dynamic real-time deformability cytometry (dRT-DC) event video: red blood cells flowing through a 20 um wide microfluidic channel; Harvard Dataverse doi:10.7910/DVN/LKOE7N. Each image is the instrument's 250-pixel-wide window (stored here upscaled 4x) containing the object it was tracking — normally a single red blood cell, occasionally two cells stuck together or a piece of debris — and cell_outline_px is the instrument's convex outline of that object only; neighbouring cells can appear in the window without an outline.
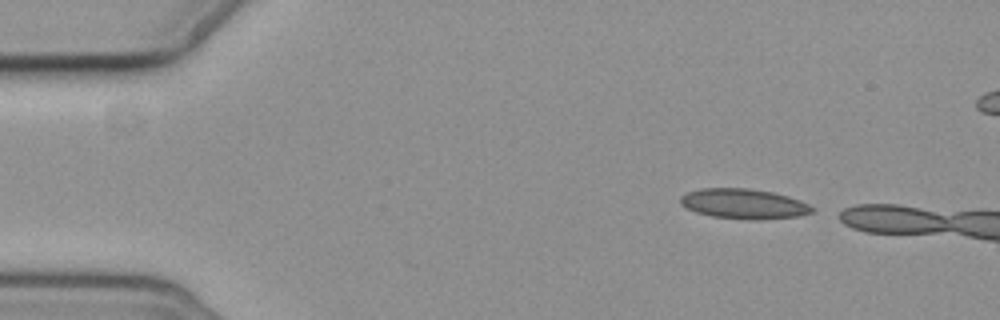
{"species": "common noctule bat (a hibernating species)", "species_latin": "Nyctalus noctula", "temperature_condition": "cold", "stored_images_in_passage": 3, "camera_frame_rate_fps": 3000, "um_per_image_px": 0.085, "animal": {"sex": "female", "body_mass_g": 19.3, "forearm_length_mm": 54.1}, "frame": {"image": 1, "passage_image": 1, "time_ms": 0.0, "image_size_px": [1000, 320], "cell_outline_px": [[816, 208], [812, 212], [796, 216], [760, 220], [752, 220], [712, 216], [696, 212], [680, 204], [680, 196], [688, 192], [700, 188], [748, 188], [772, 192], [788, 196], [800, 200]], "centroid_in_image_um": [63.22, 17.32], "position_along_channel_um": 21.8, "area_um2": 23.0}}